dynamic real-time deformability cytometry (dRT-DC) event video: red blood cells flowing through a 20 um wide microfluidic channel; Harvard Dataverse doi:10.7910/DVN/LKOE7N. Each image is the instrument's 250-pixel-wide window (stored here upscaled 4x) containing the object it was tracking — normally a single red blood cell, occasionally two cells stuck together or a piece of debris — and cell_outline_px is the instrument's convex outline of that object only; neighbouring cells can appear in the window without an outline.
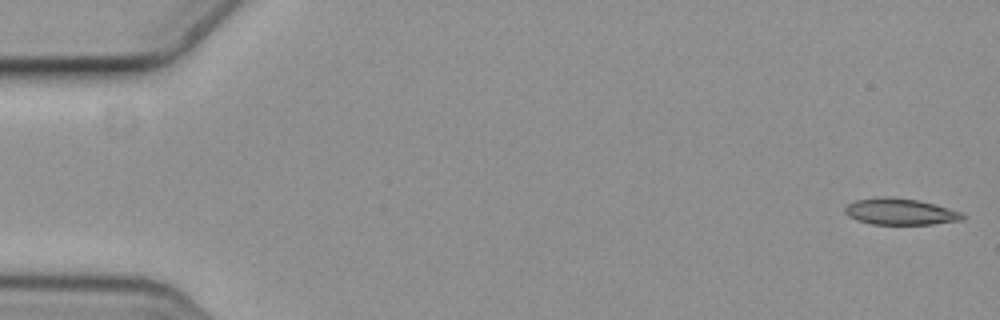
{"species": "common noctule bat (a hibernating species)", "species_latin": "Nyctalus noctula", "temperature_condition": "cold", "stored_images_in_passage": 4, "camera_frame_rate_fps": 3000, "um_per_image_px": 0.085, "animal": {"sex": "female", "body_mass_g": 19.3, "forearm_length_mm": 54.1}, "frame": {"image": 1, "passage_image": 1, "time_ms": 0.0, "image_size_px": [1000, 320], "cell_outline_px": [[964, 220], [932, 224], [872, 224], [856, 220], [848, 216], [844, 212], [844, 208], [848, 204], [856, 200], [884, 196], [916, 200], [932, 204], [960, 212], [964, 216]], "centroid_in_image_um": [76.47, 18.0], "position_along_channel_um": 8.5, "area_um2": 17.8}}
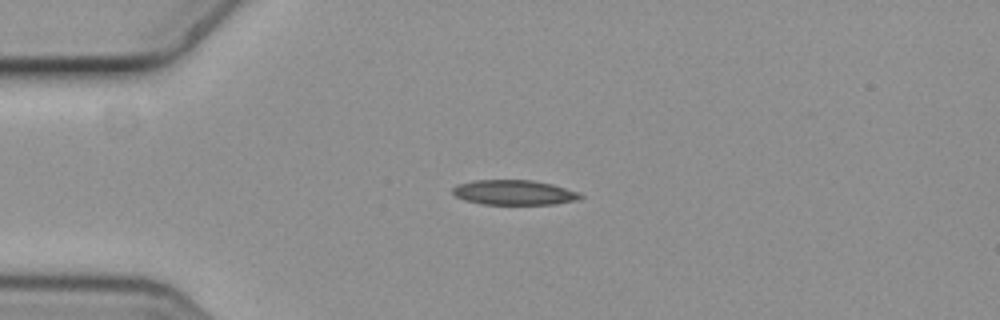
{"frame": {"image": 2, "passage_image": 4, "time_ms": 1.0, "image_size_px": [1000, 320], "cell_outline_px": [[584, 196], [580, 200], [556, 204], [480, 204], [464, 200], [456, 196], [452, 192], [452, 188], [456, 184], [476, 180], [532, 180], [552, 184], [576, 192]], "centroid_in_image_um": [43.67, 16.36], "position_along_channel_um": 41.3, "area_um2": 18.55}}